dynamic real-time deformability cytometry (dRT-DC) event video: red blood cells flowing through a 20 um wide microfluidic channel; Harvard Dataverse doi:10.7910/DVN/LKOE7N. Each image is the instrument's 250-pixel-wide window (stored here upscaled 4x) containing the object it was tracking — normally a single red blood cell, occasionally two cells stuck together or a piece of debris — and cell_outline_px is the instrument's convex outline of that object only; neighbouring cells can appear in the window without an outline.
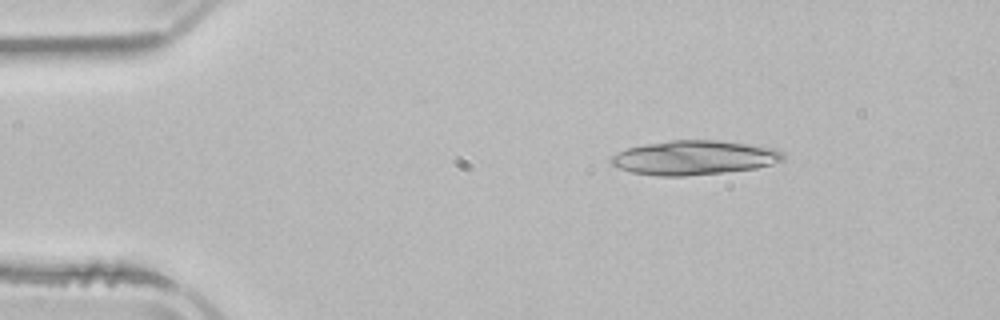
{"species": "common noctule bat (a hibernating species)", "species_latin": "Nyctalus noctula", "temperature_condition": "room temperature", "stored_images_in_passage": 4, "camera_frame_rate_fps": 3000, "um_per_image_px": 0.085, "animal": {"sex": "male", "body_mass_g": 21.5, "forearm_length_mm": 52.0}, "frame": {"image": 1, "passage_image": 1, "time_ms": 0.0, "image_size_px": [1000, 320], "cell_outline_px": [[784, 160], [772, 164], [756, 168], [684, 176], [656, 176], [632, 172], [620, 168], [612, 164], [608, 160], [612, 156], [628, 148], [644, 144], [672, 140], [716, 140], [776, 148], [784, 156]], "centroid_in_image_um": [58.99, 13.4], "position_along_channel_um": 26.0, "area_um2": 34.04}}
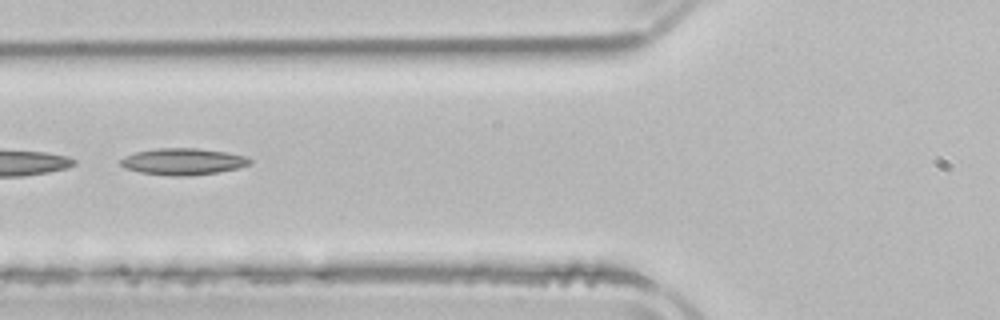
{"frame": {"image": 2, "passage_image": 4, "time_ms": 4.0, "image_size_px": [1000, 320], "cell_outline_px": [[252, 164], [236, 168], [216, 172], [188, 176], [168, 176], [140, 172], [124, 168], [120, 164], [120, 160], [124, 156], [136, 152], [160, 148], [196, 148], [228, 152], [244, 156], [252, 160]], "centroid_in_image_um": [15.54, 13.73], "position_along_channel_um": 110.3, "area_um2": 20.0}}